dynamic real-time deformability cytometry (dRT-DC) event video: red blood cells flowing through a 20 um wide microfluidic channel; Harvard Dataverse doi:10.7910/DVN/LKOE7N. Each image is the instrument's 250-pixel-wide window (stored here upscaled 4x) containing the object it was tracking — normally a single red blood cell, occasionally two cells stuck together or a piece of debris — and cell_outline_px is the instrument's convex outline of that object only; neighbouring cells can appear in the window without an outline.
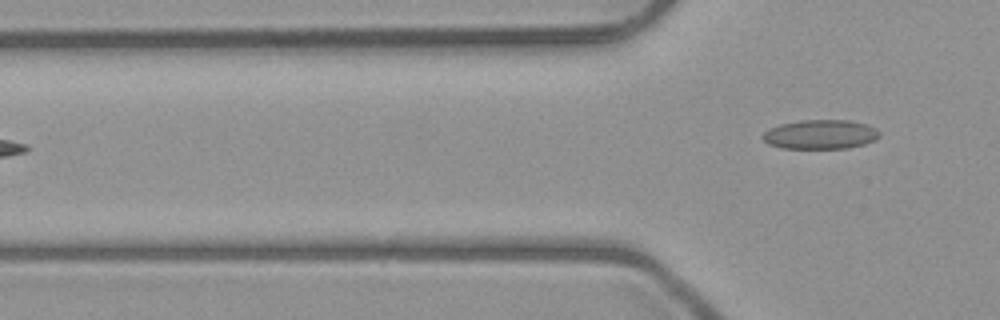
{"species": "common noctule bat (a hibernating species)", "species_latin": "Nyctalus noctula", "temperature_condition": "room temperature", "stored_images_in_passage": 5, "camera_frame_rate_fps": 3000, "um_per_image_px": 0.085, "animal": {"sex": "male", "body_mass_g": 23.1, "forearm_length_mm": 52.7}, "frame": {"image": 1, "passage_image": 5, "time_ms": 4.667, "image_size_px": [1000, 320], "cell_outline_px": [[880, 136], [876, 140], [864, 144], [848, 148], [780, 148], [768, 144], [760, 136], [764, 132], [780, 124], [800, 120], [848, 120], [868, 124], [876, 128], [880, 132]], "centroid_in_image_um": [69.76, 11.42], "position_along_channel_um": 56.0, "area_um2": 20.06}}